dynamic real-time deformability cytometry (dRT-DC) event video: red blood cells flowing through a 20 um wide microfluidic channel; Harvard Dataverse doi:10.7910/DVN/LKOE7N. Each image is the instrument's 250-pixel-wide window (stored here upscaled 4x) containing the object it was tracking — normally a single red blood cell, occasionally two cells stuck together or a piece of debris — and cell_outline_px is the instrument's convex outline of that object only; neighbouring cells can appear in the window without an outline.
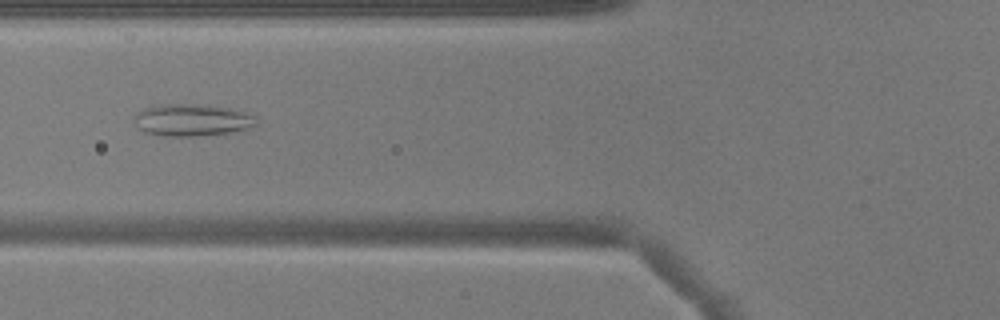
{"species": "common noctule bat (a hibernating species)", "species_latin": "Nyctalus noctula", "temperature_condition": "warm", "stored_images_in_passage": 50, "camera_frame_rate_fps": 3000, "um_per_image_px": 0.085, "animal": {"sex": "male", "body_mass_g": 17.9}, "frame": {"image": 1, "passage_image": 19, "time_ms": 6.0, "image_size_px": [1000, 320], "cell_outline_px": [[256, 124], [248, 128], [232, 132], [192, 136], [164, 136], [148, 132], [140, 128], [136, 120], [136, 116], [144, 108], [160, 104], [208, 104], [232, 108], [256, 116]], "centroid_in_image_um": [16.39, 10.18], "position_along_channel_um": 109.4, "area_um2": 22.54}}
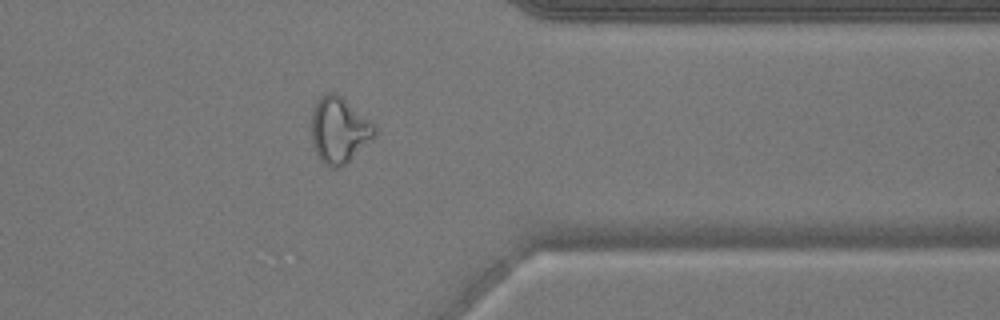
{"frame": {"image": 2, "passage_image": 40, "time_ms": 13.0, "image_size_px": [1000, 320], "cell_outline_px": [[376, 136], [372, 140], [340, 168], [332, 168], [324, 164], [320, 160], [312, 144], [312, 112], [316, 100], [324, 92], [336, 92], [368, 120], [376, 128]], "centroid_in_image_um": [28.79, 11.06], "position_along_channel_um": 382.6, "area_um2": 24.1}}
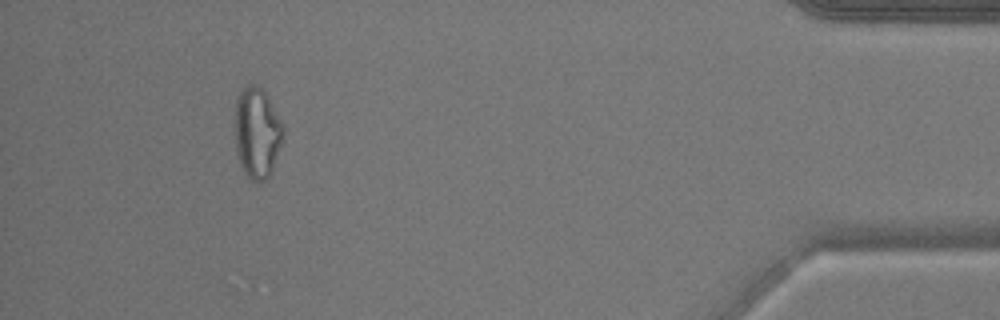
{"frame": {"image": 3, "passage_image": 46, "time_ms": 15.0, "image_size_px": [1000, 320], "cell_outline_px": [[284, 132], [272, 172], [260, 184], [252, 180], [244, 172], [236, 156], [236, 96], [240, 88], [248, 84], [256, 84], [268, 96], [284, 124]], "centroid_in_image_um": [21.85, 11.27], "position_along_channel_um": 413.3, "area_um2": 25.78}}